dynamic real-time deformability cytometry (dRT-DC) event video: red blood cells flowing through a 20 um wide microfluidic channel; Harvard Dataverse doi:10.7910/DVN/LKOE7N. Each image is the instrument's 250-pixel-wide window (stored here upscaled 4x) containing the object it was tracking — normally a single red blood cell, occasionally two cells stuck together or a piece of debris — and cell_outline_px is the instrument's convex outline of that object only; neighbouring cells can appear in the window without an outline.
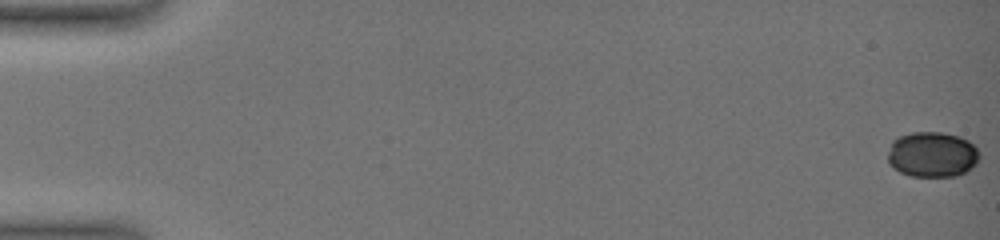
{"species": "common noctule bat (a hibernating species)", "species_latin": "Nyctalus noctula", "temperature_condition": "warm", "stored_images_in_passage": 37, "camera_frame_rate_fps": 3000, "um_per_image_px": 0.085, "animal": {"sex": "female", "body_mass_g": 19.0, "forearm_length_mm": 51.5}, "frame": {"image": 1, "passage_image": 1, "time_ms": 0.0, "image_size_px": [1000, 240], "cell_outline_px": [[980, 156], [976, 164], [972, 168], [956, 176], [912, 176], [900, 172], [892, 168], [888, 164], [888, 152], [892, 140], [900, 136], [912, 132], [940, 132], [960, 136], [968, 140], [980, 152]], "centroid_in_image_um": [79.23, 13.13], "position_along_channel_um": 5.8, "area_um2": 24.45}}
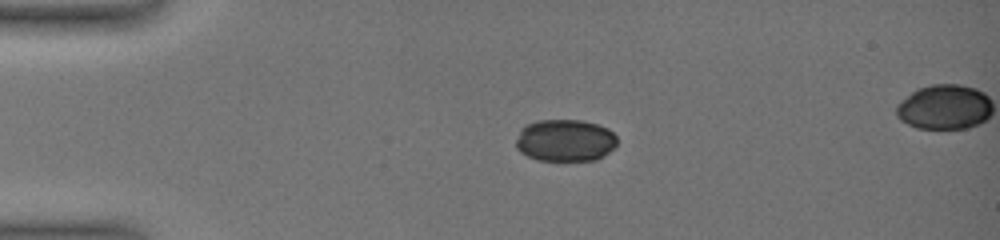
{"frame": {"image": 2, "passage_image": 26, "time_ms": 4.667, "image_size_px": [1000, 240], "cell_outline_px": [[616, 144], [604, 156], [596, 160], [536, 160], [520, 152], [516, 148], [516, 140], [520, 128], [536, 120], [584, 120], [608, 128], [616, 136]], "centroid_in_image_um": [48.01, 11.93], "position_along_channel_um": 37.0, "area_um2": 24.91}}